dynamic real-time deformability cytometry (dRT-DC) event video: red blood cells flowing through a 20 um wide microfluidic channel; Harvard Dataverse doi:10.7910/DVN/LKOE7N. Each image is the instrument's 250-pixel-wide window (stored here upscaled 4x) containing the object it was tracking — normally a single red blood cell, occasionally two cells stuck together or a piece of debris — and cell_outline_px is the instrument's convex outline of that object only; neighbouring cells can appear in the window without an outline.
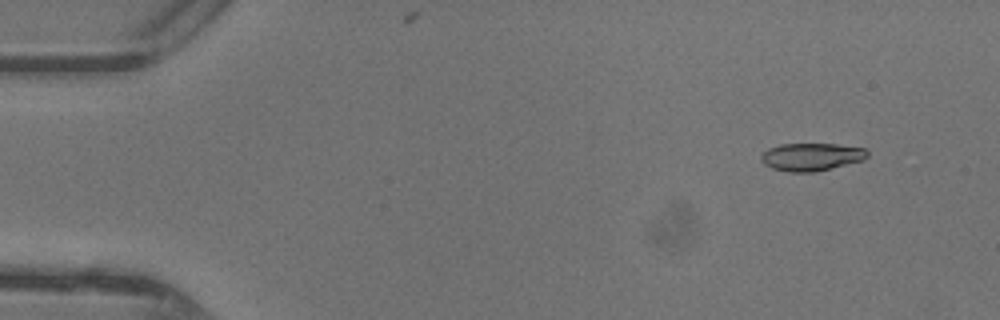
{"species": "common noctule bat (a hibernating species)", "species_latin": "Nyctalus noctula", "temperature_condition": "warm", "stored_images_in_passage": 20, "camera_frame_rate_fps": 3000, "um_per_image_px": 0.085, "animal": {"sex": "female"}, "frame": {"image": 1, "passage_image": 1, "time_ms": 0.0, "image_size_px": [1000, 320], "cell_outline_px": [[868, 156], [864, 160], [816, 172], [788, 172], [772, 168], [764, 164], [760, 160], [760, 156], [768, 148], [780, 144], [836, 144], [864, 148], [868, 152]], "centroid_in_image_um": [68.96, 13.34], "position_along_channel_um": 16.0, "area_um2": 17.28}}
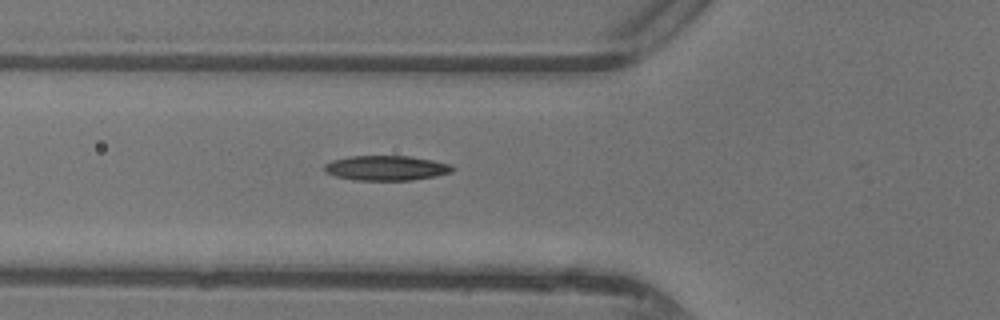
{"frame": {"image": 2, "passage_image": 14, "time_ms": 4.333, "image_size_px": [1000, 320], "cell_outline_px": [[456, 168], [452, 172], [436, 176], [412, 180], [356, 180], [336, 176], [324, 172], [324, 164], [332, 160], [348, 156], [408, 156], [432, 160], [452, 164]], "centroid_in_image_um": [32.84, 14.28], "position_along_channel_um": 93.0, "area_um2": 18.67}}
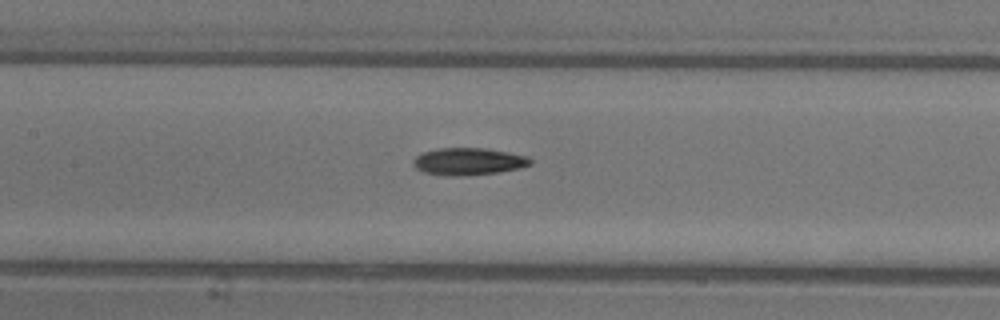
{"frame": {"image": 3, "passage_image": 19, "time_ms": 6.0, "image_size_px": [1000, 320], "cell_outline_px": [[532, 164], [520, 168], [496, 172], [452, 176], [444, 176], [424, 172], [416, 168], [412, 164], [412, 160], [420, 152], [436, 148], [484, 148], [508, 152], [528, 156], [532, 160]], "centroid_in_image_um": [39.78, 13.71], "position_along_channel_um": 167.6, "area_um2": 18.61}}